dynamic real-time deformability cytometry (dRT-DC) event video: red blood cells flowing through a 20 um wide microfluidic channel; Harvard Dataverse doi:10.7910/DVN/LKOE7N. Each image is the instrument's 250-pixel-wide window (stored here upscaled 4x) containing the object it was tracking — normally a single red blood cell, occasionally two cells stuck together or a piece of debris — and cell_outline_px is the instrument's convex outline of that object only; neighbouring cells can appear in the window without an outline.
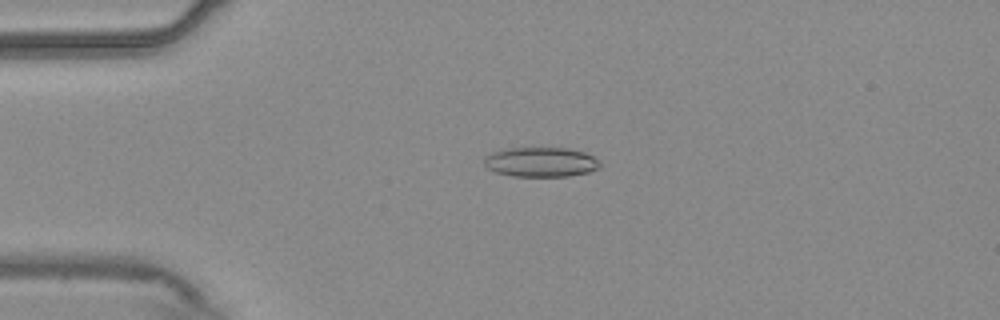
{"species": "common noctule bat (a hibernating species)", "species_latin": "Nyctalus noctula", "temperature_condition": "warm", "stored_images_in_passage": 55, "camera_frame_rate_fps": 3000, "um_per_image_px": 0.085, "animal": {"sex": "male", "body_mass_g": 20.4}, "frame": {"image": 1, "passage_image": 13, "time_ms": 4.0, "image_size_px": [1000, 320], "cell_outline_px": [[600, 168], [588, 172], [568, 176], [512, 176], [496, 172], [488, 168], [484, 164], [484, 156], [492, 152], [508, 148], [568, 148], [584, 152], [600, 160]], "centroid_in_image_um": [45.98, 13.77], "position_along_channel_um": 39.0, "area_um2": 20.06}}
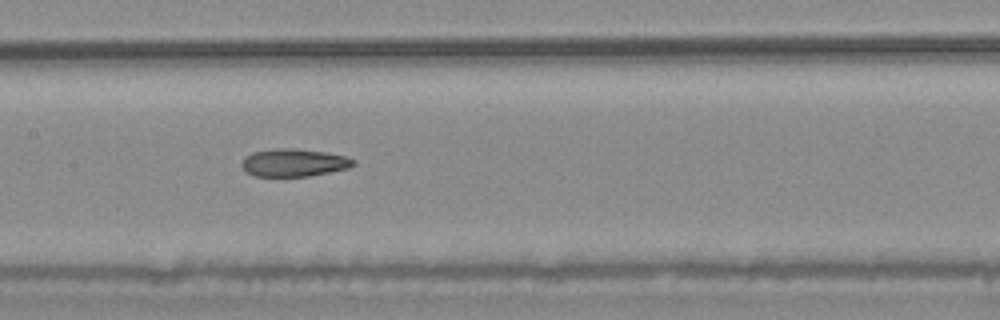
{"frame": {"image": 2, "passage_image": 27, "time_ms": 8.667, "image_size_px": [1000, 320], "cell_outline_px": [[356, 164], [348, 168], [308, 176], [256, 176], [248, 172], [240, 164], [252, 152], [276, 148], [292, 148], [324, 152], [344, 156], [356, 160]], "centroid_in_image_um": [25.0, 13.82], "position_along_channel_um": 182.4, "area_um2": 17.74}}
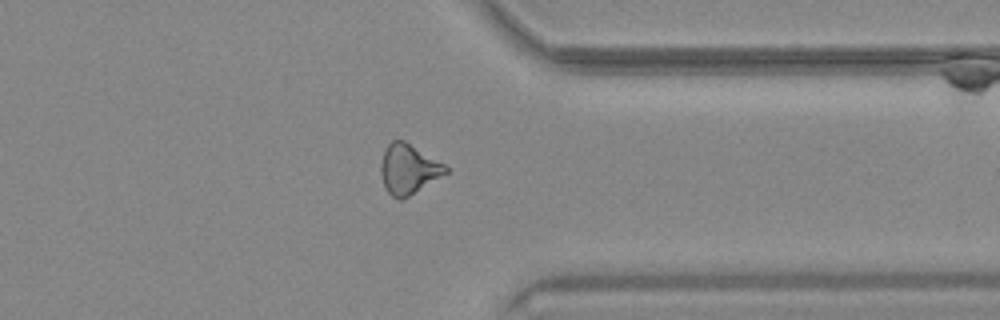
{"frame": {"image": 3, "passage_image": 43, "time_ms": 14.0, "image_size_px": [1000, 320], "cell_outline_px": [[448, 172], [404, 200], [400, 200], [392, 196], [384, 188], [380, 172], [380, 164], [384, 152], [388, 144], [392, 140], [404, 140], [444, 164], [448, 168]], "centroid_in_image_um": [34.69, 14.4], "position_along_channel_um": 376.7, "area_um2": 18.84}, "authors_computed_cell_mechanics": {"area_um2": 19.074, "velocity_mm_per_s": 3.7119, "shape_relaxation_time_tau1_ms": null, "shape_relaxation_time_tau2_ms": 5.7707, "deformation_change_tau1": null, "deformation_change_tau2": 0.1652}}